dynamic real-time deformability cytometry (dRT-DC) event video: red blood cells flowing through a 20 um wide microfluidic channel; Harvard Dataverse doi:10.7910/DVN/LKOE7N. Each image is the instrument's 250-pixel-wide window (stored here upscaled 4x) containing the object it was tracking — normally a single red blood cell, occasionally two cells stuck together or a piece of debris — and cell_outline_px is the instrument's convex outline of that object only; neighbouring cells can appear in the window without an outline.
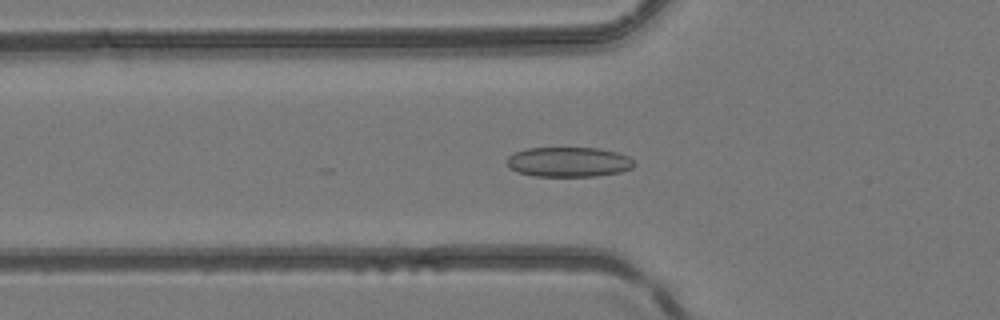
{"species": "common noctule bat (a hibernating species)", "species_latin": "Nyctalus noctula", "temperature_condition": "room temperature", "stored_images_in_passage": 32, "camera_frame_rate_fps": 3000, "um_per_image_px": 0.085, "animal": {"sex": "female", "body_mass_g": 24.6, "forearm_length_mm": 56.2}, "frame": {"image": 1, "passage_image": 18, "time_ms": 5.667, "image_size_px": [1000, 320], "cell_outline_px": [[636, 164], [632, 168], [620, 172], [596, 176], [532, 176], [508, 168], [508, 156], [516, 152], [528, 148], [600, 148], [616, 152], [628, 156]], "centroid_in_image_um": [48.36, 13.77], "position_along_channel_um": 77.4, "area_um2": 22.08}}
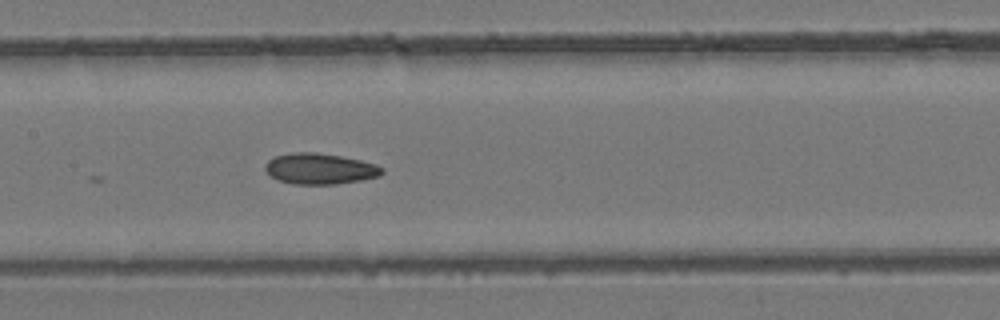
{"frame": {"image": 2, "passage_image": 25, "time_ms": 8.0, "image_size_px": [1000, 320], "cell_outline_px": [[384, 172], [380, 176], [360, 180], [336, 184], [292, 184], [280, 180], [272, 176], [264, 168], [264, 164], [268, 160], [276, 156], [292, 152], [316, 152], [340, 156], [360, 160], [376, 164], [384, 168]], "centroid_in_image_um": [27.2, 14.34], "position_along_channel_um": 180.2, "area_um2": 20.98}}
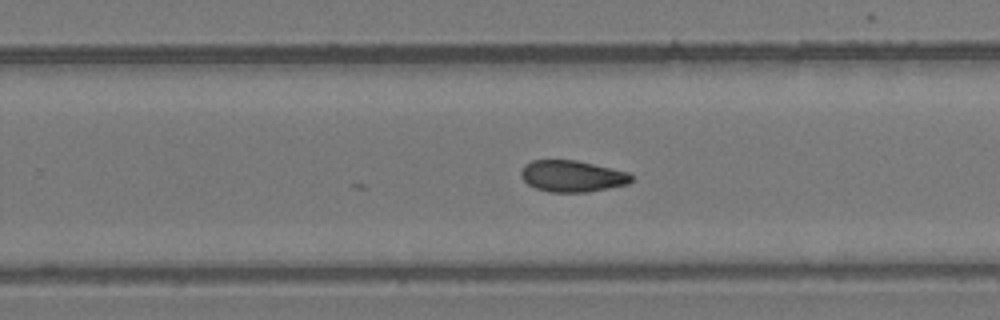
{"frame": {"image": 3, "passage_image": 32, "time_ms": 10.333, "image_size_px": [1000, 320], "cell_outline_px": [[632, 180], [628, 184], [588, 192], [548, 192], [536, 188], [528, 184], [520, 176], [520, 172], [524, 164], [532, 160], [576, 160], [628, 172], [632, 176]], "centroid_in_image_um": [48.61, 14.97], "position_along_channel_um": 281.2, "area_um2": 20.23}}